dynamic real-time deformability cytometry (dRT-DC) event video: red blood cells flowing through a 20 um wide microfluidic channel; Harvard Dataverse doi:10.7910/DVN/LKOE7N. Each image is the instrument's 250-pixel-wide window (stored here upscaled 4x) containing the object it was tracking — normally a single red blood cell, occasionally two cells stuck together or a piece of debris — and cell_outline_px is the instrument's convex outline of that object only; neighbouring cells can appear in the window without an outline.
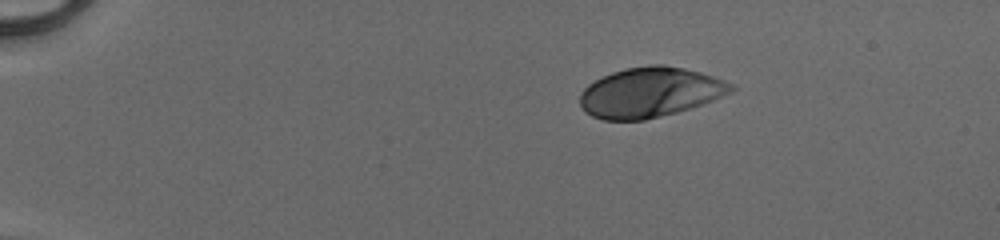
{"species": "human", "species_latin": "Homo sapiens", "temperature_condition": "cold", "stored_images_in_passage": 42, "camera_frame_rate_fps": 3000, "um_per_image_px": 0.085, "donor": {"sex": "male"}, "frame": {"image": 1, "passage_image": 1, "time_ms": 0.0, "image_size_px": [1000, 240], "cell_outline_px": [[736, 88], [732, 92], [712, 100], [676, 112], [644, 120], [604, 120], [592, 116], [584, 112], [580, 104], [580, 92], [588, 84], [612, 72], [624, 68], [648, 64], [664, 64], [684, 68], [700, 72], [736, 84]], "centroid_in_image_um": [55.24, 7.84], "position_along_channel_um": 29.8, "area_um2": 44.04}}
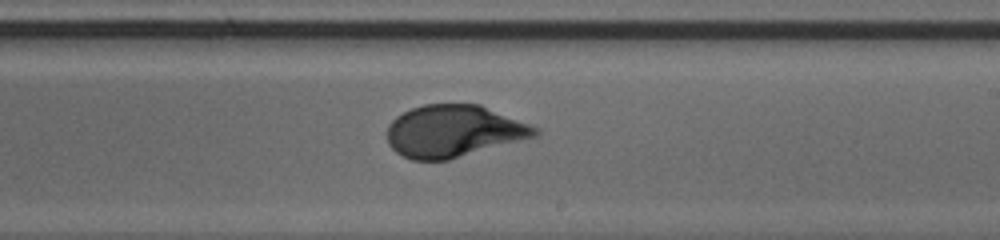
{"frame": {"image": 2, "passage_image": 24, "time_ms": 7.667, "image_size_px": [1000, 240], "cell_outline_px": [[540, 132], [536, 136], [448, 160], [412, 160], [396, 152], [388, 144], [388, 124], [396, 116], [412, 108], [424, 104], [480, 104], [540, 128]], "centroid_in_image_um": [38.56, 11.14], "position_along_channel_um": 250.4, "area_um2": 44.74}}
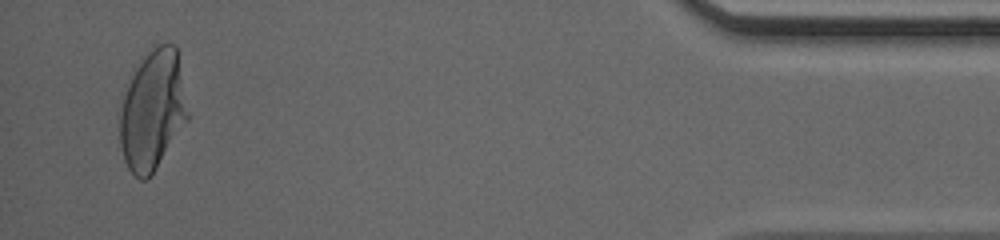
{"frame": {"image": 3, "passage_image": 41, "time_ms": 13.333, "image_size_px": [1000, 240], "cell_outline_px": [[188, 120], [148, 180], [140, 180], [128, 168], [124, 160], [120, 144], [120, 92], [128, 76], [152, 44], [156, 40], [176, 44], [188, 112]], "centroid_in_image_um": [12.92, 9.27], "position_along_channel_um": 422.3, "area_um2": 48.67}, "authors_computed_cell_mechanics": {"area_um2": 44.7661, "velocity_mm_per_s": 4.1225, "shape_relaxation_time_tau1_ms": 3.1271, "shape_relaxation_time_tau2_ms": null, "deformation_change_tau1": 0.1816, "deformation_change_tau2": null}}